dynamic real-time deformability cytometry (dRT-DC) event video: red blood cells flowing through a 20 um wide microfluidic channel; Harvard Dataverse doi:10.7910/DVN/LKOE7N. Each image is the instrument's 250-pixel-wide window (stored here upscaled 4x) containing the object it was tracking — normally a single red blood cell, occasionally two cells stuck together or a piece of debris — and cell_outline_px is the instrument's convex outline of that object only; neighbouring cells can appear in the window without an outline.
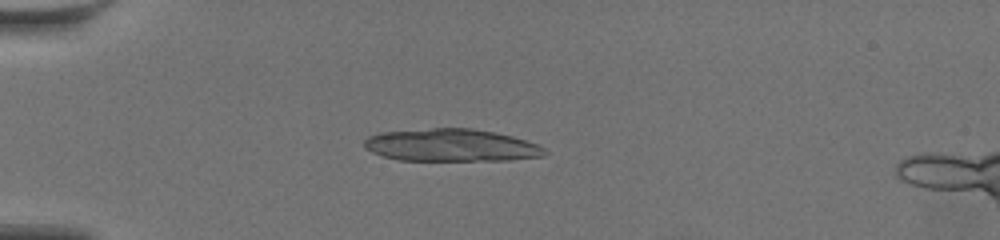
{"species": "common noctule bat (a hibernating species)", "species_latin": "Nyctalus noctula", "temperature_condition": "warm", "stored_images_in_passage": 10, "camera_frame_rate_fps": 3000, "um_per_image_px": 0.085, "animal": {"sex": "female", "body_mass_g": 19.5, "forearm_length_mm": 54.1}, "frame": {"image": 1, "passage_image": 1, "time_ms": 0.0, "image_size_px": [1000, 240], "cell_outline_px": [[548, 152], [544, 156], [508, 160], [400, 160], [384, 156], [372, 152], [364, 148], [364, 140], [368, 136], [380, 132], [432, 128], [472, 128], [512, 136], [536, 144], [544, 148]], "centroid_in_image_um": [38.33, 12.34], "position_along_channel_um": 46.7, "area_um2": 34.04}}